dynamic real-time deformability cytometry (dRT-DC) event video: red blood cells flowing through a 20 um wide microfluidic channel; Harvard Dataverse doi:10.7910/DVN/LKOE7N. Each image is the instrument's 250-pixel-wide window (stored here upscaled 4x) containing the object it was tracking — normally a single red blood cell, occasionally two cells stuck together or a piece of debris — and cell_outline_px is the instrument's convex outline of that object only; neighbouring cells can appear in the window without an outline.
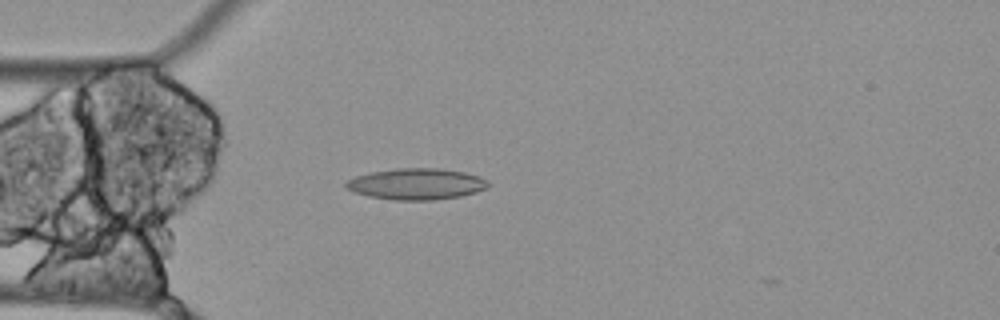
{"species": "Egyptian fruit bat (a non-hibernating species)", "species_latin": "Rousettus aegyptiacus", "temperature_condition": "cold", "stored_images_in_passage": 5, "camera_frame_rate_fps": 3000, "um_per_image_px": 0.085, "animal": {"sex": "female"}, "frame": {"image": 1, "passage_image": 3, "time_ms": 0.667, "image_size_px": [1000, 320], "cell_outline_px": [[488, 184], [484, 188], [476, 192], [460, 196], [432, 200], [392, 200], [368, 196], [352, 192], [344, 184], [348, 180], [356, 176], [372, 172], [396, 168], [440, 168], [464, 172], [480, 176], [488, 180]], "centroid_in_image_um": [35.38, 15.64], "position_along_channel_um": 49.6, "area_um2": 25.84}}